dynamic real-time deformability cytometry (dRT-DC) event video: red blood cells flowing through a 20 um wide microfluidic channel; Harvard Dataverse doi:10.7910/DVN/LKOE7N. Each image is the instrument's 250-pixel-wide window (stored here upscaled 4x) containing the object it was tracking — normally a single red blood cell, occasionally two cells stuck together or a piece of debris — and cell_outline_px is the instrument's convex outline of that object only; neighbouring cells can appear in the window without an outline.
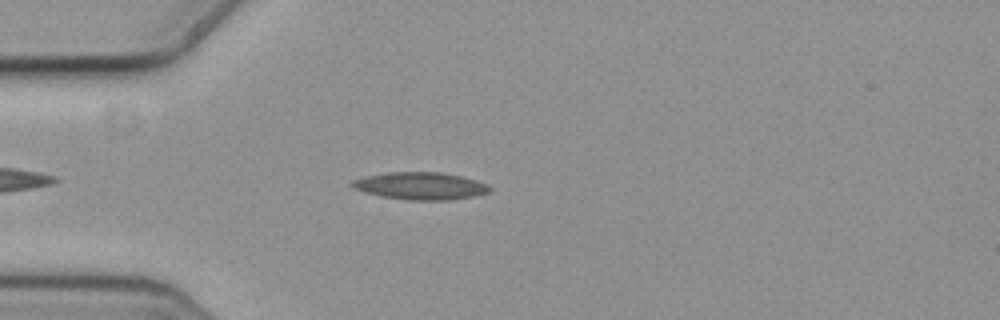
{"species": "common noctule bat (a hibernating species)", "species_latin": "Nyctalus noctula", "temperature_condition": "cold", "stored_images_in_passage": 47, "camera_frame_rate_fps": 3000, "um_per_image_px": 0.085, "animal": {"sex": "female", "body_mass_g": 19.3, "forearm_length_mm": 54.1}, "frame": {"image": 1, "passage_image": 6, "time_ms": 1.667, "image_size_px": [1000, 320], "cell_outline_px": [[492, 188], [488, 192], [472, 196], [448, 200], [408, 200], [380, 196], [364, 192], [348, 184], [352, 180], [368, 176], [388, 172], [440, 172], [460, 176], [484, 184]], "centroid_in_image_um": [35.68, 15.8], "position_along_channel_um": 49.3, "area_um2": 21.56}}
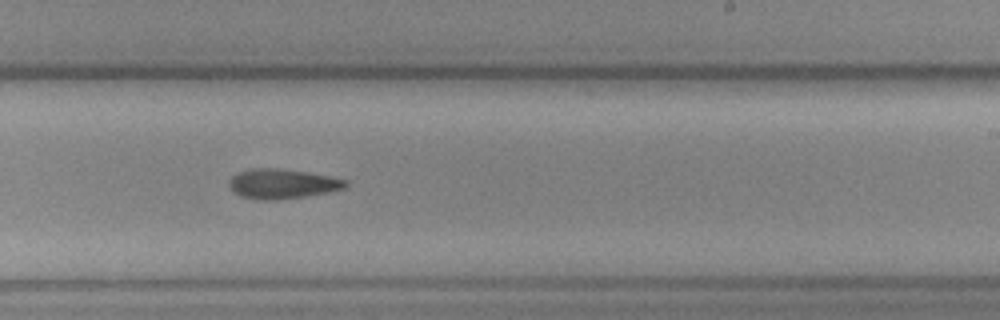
{"frame": {"image": 2, "passage_image": 25, "time_ms": 8.0, "image_size_px": [1000, 320], "cell_outline_px": [[348, 184], [344, 188], [328, 192], [304, 196], [276, 200], [256, 200], [240, 196], [228, 184], [232, 176], [240, 172], [252, 168], [276, 168], [304, 172], [328, 176], [348, 180]], "centroid_in_image_um": [23.99, 15.63], "position_along_channel_um": 265.0, "area_um2": 19.88}}
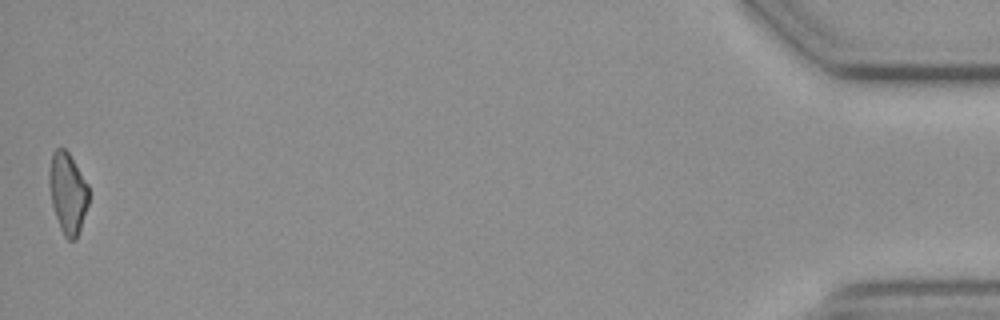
{"frame": {"image": 3, "passage_image": 47, "time_ms": 15.333, "image_size_px": [1000, 320], "cell_outline_px": [[88, 204], [76, 240], [68, 240], [64, 236], [60, 228], [52, 204], [48, 184], [48, 172], [52, 152], [56, 148], [64, 148], [68, 152], [88, 184]], "centroid_in_image_um": [5.73, 16.39], "position_along_channel_um": 429.5, "area_um2": 18.61}, "authors_computed_cell_mechanics": {"area_um2": 19.8254, "velocity_mm_per_s": 3.6183, "shape_relaxation_time_tau1_ms": null, "shape_relaxation_time_tau2_ms": 6.24, "deformation_change_tau1": null, "deformation_change_tau2": 0.1742}}